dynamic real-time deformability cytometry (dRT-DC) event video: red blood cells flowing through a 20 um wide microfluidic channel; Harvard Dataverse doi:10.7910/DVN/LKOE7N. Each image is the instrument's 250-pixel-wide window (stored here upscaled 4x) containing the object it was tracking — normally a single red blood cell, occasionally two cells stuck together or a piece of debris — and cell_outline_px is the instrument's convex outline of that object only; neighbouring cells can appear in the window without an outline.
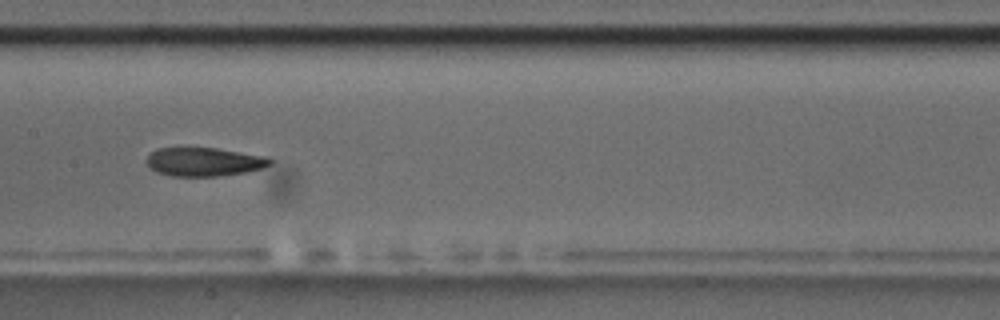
{"species": "common noctule bat (a hibernating species)", "species_latin": "Nyctalus noctula", "temperature_condition": "room temperature", "stored_images_in_passage": 32, "camera_frame_rate_fps": 3000, "um_per_image_px": 0.085, "animal": {"sex": "male", "body_mass_g": 17.5, "forearm_length_mm": 52.3}, "frame": {"image": 1, "passage_image": 14, "time_ms": 4.333, "image_size_px": [1000, 320], "cell_outline_px": [[272, 164], [248, 172], [216, 176], [172, 176], [156, 172], [148, 164], [148, 152], [156, 148], [184, 144], [216, 148], [268, 156], [272, 160]], "centroid_in_image_um": [17.3, 13.7], "position_along_channel_um": 190.1, "area_um2": 21.5}, "authors_computed_cell_mechanics": {"area_um2": 21.4438, "velocity_mm_per_s": 3.712, "shape_relaxation_time_tau1_ms": 8.6995, "shape_relaxation_time_tau2_ms": 2.116, "deformation_change_tau1": 0.2031, "deformation_change_tau2": 0.0744}}